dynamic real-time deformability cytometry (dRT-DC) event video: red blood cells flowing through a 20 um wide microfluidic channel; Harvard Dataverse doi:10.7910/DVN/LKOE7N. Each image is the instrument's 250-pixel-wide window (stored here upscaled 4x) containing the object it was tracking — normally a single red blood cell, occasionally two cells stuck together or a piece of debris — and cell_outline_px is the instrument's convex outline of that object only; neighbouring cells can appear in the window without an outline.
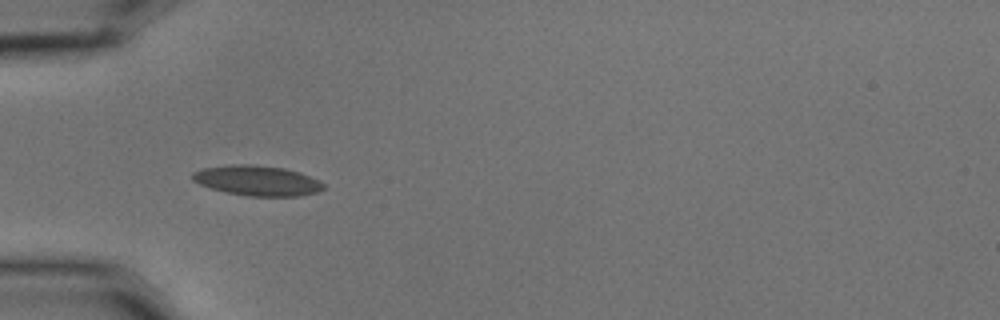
{"species": "common noctule bat (a hibernating species)", "species_latin": "Nyctalus noctula", "temperature_condition": "cold", "stored_images_in_passage": 6, "camera_frame_rate_fps": 3000, "um_per_image_px": 0.085, "animal": {"sex": "male", "body_mass_g": 15.6}, "frame": {"image": 1, "passage_image": 5, "time_ms": 1.333, "image_size_px": [1000, 320], "cell_outline_px": [[324, 188], [316, 192], [300, 196], [248, 196], [224, 192], [200, 184], [192, 180], [192, 172], [200, 168], [232, 164], [256, 164], [284, 168], [300, 172], [320, 180], [324, 184]], "centroid_in_image_um": [21.85, 15.34], "position_along_channel_um": 63.1, "area_um2": 23.24}}
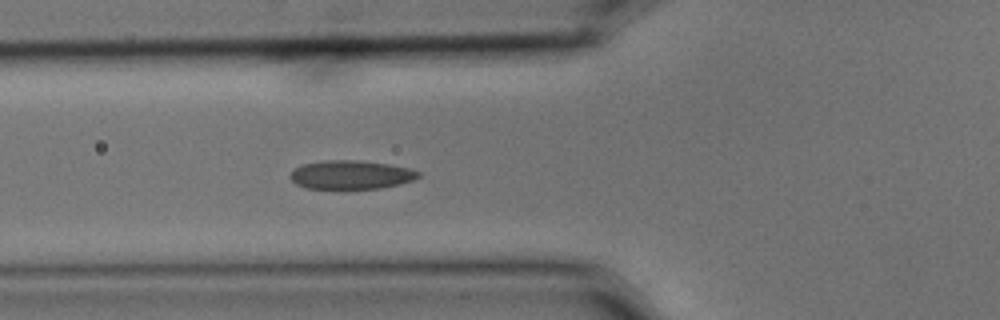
{"frame": {"image": 2, "passage_image": 6, "time_ms": 1.667, "image_size_px": [1000, 320], "cell_outline_px": [[420, 176], [412, 180], [380, 188], [308, 188], [296, 184], [288, 176], [296, 168], [304, 164], [324, 160], [356, 160], [388, 164], [408, 168], [420, 172]], "centroid_in_image_um": [29.81, 14.84], "position_along_channel_um": 96.0, "area_um2": 21.04}}